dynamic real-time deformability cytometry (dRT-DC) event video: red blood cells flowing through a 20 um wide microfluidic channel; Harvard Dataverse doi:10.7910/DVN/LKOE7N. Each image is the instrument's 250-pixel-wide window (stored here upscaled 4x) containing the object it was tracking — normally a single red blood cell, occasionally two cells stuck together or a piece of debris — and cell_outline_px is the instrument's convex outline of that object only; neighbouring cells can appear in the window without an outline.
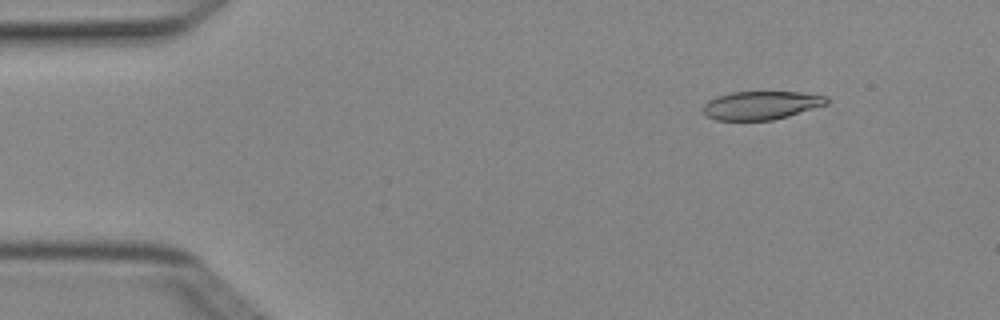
{"species": "Egyptian fruit bat (a non-hibernating species)", "species_latin": "Rousettus aegyptiacus", "temperature_condition": "cold", "stored_images_in_passage": 4, "camera_frame_rate_fps": 3000, "um_per_image_px": 0.085, "animal": {"sex": "female"}, "frame": {"image": 1, "passage_image": 2, "time_ms": 0.333, "image_size_px": [1000, 320], "cell_outline_px": [[828, 104], [788, 116], [772, 120], [716, 120], [708, 116], [704, 112], [704, 104], [708, 100], [716, 96], [732, 92], [800, 92], [828, 96]], "centroid_in_image_um": [64.72, 8.94], "position_along_channel_um": 20.3, "area_um2": 20.4}}